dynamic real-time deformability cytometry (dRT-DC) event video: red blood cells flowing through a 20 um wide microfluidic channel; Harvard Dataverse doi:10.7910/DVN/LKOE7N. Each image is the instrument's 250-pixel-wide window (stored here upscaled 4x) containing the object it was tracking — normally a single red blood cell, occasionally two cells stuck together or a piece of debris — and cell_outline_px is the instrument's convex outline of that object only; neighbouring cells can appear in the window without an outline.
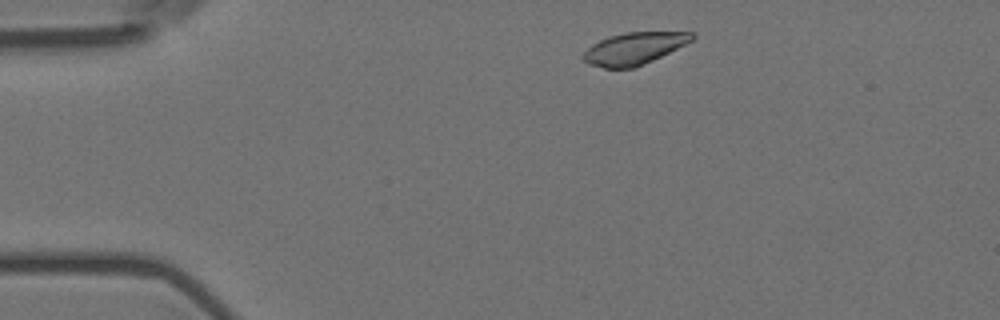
{"species": "Egyptian fruit bat (a non-hibernating species)", "species_latin": "Rousettus aegyptiacus", "temperature_condition": "room temperature", "stored_images_in_passage": 7, "camera_frame_rate_fps": 3000, "um_per_image_px": 0.085, "animal": {"sex": "female"}, "frame": {"image": 1, "passage_image": 1, "time_ms": 0.0, "image_size_px": [1000, 320], "cell_outline_px": [[696, 36], [692, 40], [636, 68], [604, 68], [588, 64], [580, 60], [580, 56], [592, 44], [608, 36], [624, 32], [692, 32]], "centroid_in_image_um": [53.82, 4.13], "position_along_channel_um": 31.2, "area_um2": 20.29}}
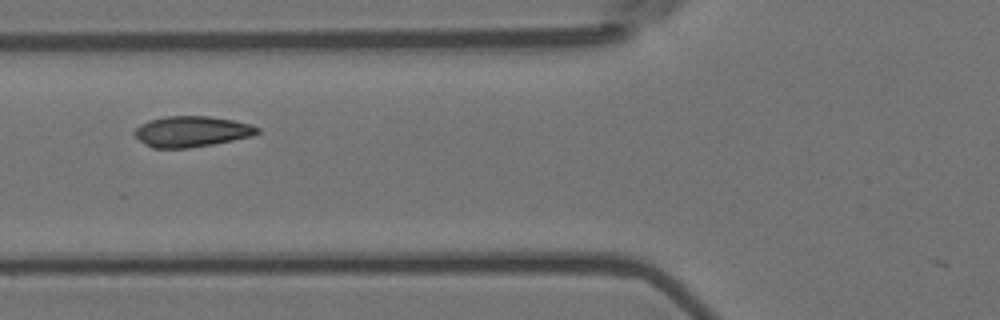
{"frame": {"image": 2, "passage_image": 4, "time_ms": 1.0, "image_size_px": [1000, 320], "cell_outline_px": [[260, 132], [252, 136], [212, 144], [188, 148], [152, 148], [144, 144], [132, 132], [140, 124], [148, 120], [164, 116], [208, 116], [232, 120], [248, 124], [260, 128]], "centroid_in_image_um": [16.25, 11.17], "position_along_channel_um": 109.6, "area_um2": 21.96}}
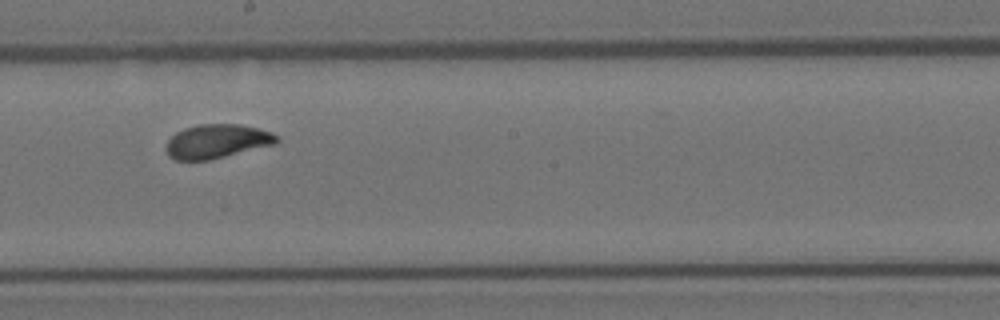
{"frame": {"image": 3, "passage_image": 7, "time_ms": 2.0, "image_size_px": [1000, 320], "cell_outline_px": [[280, 140], [276, 144], [208, 160], [176, 160], [168, 156], [168, 140], [176, 132], [184, 128], [200, 124], [240, 124], [272, 132], [280, 136]], "centroid_in_image_um": [18.49, 12.0], "position_along_channel_um": 229.7, "area_um2": 21.79}}